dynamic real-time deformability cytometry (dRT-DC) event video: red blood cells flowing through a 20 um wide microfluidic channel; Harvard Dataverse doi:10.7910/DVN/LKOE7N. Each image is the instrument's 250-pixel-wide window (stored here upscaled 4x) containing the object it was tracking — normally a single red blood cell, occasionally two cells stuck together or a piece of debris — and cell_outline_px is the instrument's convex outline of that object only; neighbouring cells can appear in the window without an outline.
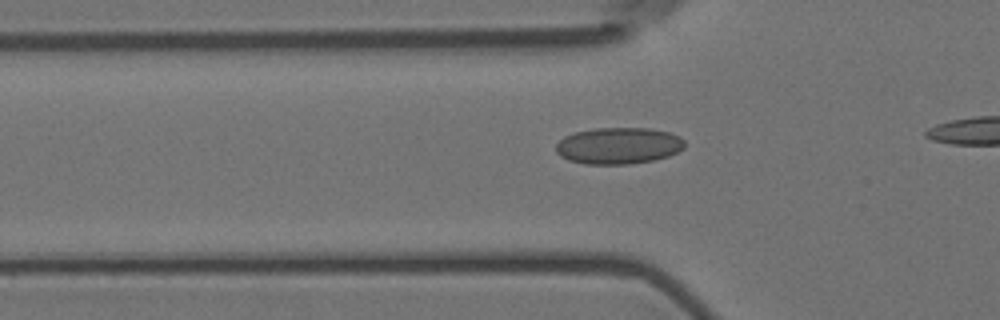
{"species": "Egyptian fruit bat (a non-hibernating species)", "species_latin": "Rousettus aegyptiacus", "temperature_condition": "room temperature", "stored_images_in_passage": 24, "camera_frame_rate_fps": 3000, "um_per_image_px": 0.085, "animal": {"sex": "female"}, "frame": {"image": 1, "passage_image": 11, "time_ms": 3.333, "image_size_px": [1000, 320], "cell_outline_px": [[684, 148], [668, 156], [652, 160], [628, 164], [584, 164], [568, 160], [560, 156], [556, 152], [556, 144], [564, 136], [576, 132], [596, 128], [648, 128], [668, 132], [680, 136], [684, 140]], "centroid_in_image_um": [52.56, 12.38], "position_along_channel_um": 73.2, "area_um2": 27.4}}
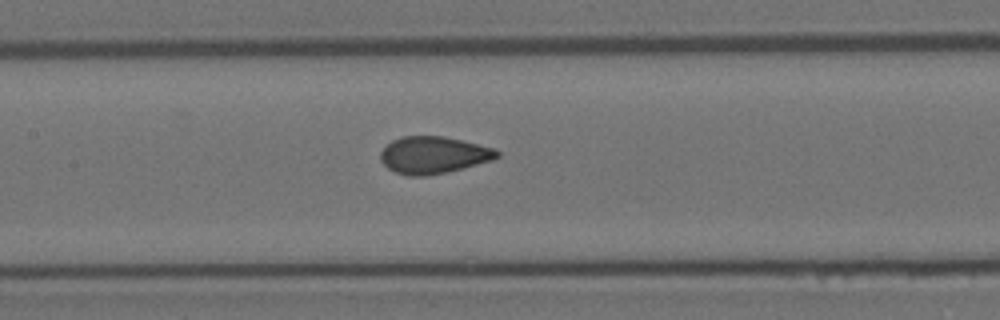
{"frame": {"image": 2, "passage_image": 19, "time_ms": 6.0, "image_size_px": [1000, 320], "cell_outline_px": [[500, 156], [492, 160], [444, 172], [424, 176], [408, 176], [396, 172], [388, 168], [380, 160], [380, 152], [392, 140], [404, 136], [444, 136], [492, 148], [500, 152]], "centroid_in_image_um": [36.8, 13.17], "position_along_channel_um": 170.6, "area_um2": 24.74}}
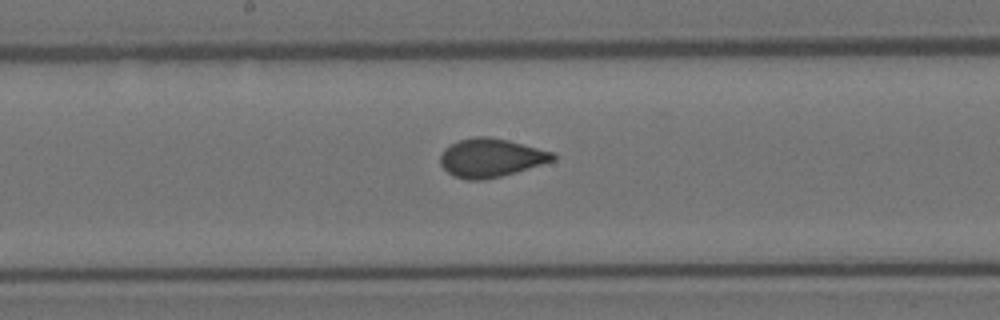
{"frame": {"image": 3, "passage_image": 22, "time_ms": 7.0, "image_size_px": [1000, 320], "cell_outline_px": [[556, 160], [516, 172], [484, 180], [468, 180], [452, 176], [440, 164], [440, 156], [444, 148], [460, 140], [476, 136], [488, 136], [508, 140], [556, 152]], "centroid_in_image_um": [41.75, 13.41], "position_along_channel_um": 206.5, "area_um2": 25.43}}